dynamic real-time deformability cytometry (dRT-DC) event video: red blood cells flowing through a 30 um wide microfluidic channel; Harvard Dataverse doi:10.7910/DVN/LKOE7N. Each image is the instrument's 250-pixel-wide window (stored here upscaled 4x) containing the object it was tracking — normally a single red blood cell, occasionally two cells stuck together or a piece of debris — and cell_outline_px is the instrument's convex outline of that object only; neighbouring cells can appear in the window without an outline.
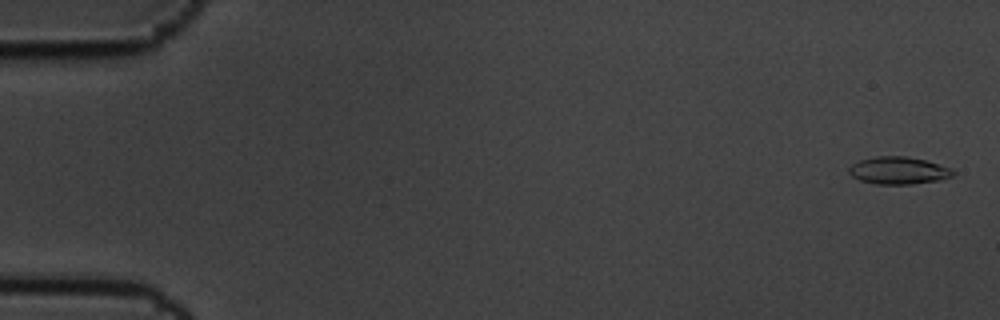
{"species": "common noctule bat (a hibernating species)", "species_latin": "Nyctalus noctula", "temperature_condition": "cold", "stored_images_in_passage": 5, "camera_frame_rate_fps": 3000, "um_per_image_px": 0.085, "animal": {"sex": "male", "body_mass_g": 19.5, "forearm_length_mm": 54.6}, "frame": {"image": 1, "passage_image": 1, "time_ms": 0.0, "image_size_px": [1000, 320], "cell_outline_px": [[956, 172], [952, 176], [940, 180], [912, 184], [876, 184], [860, 180], [852, 176], [848, 172], [848, 168], [852, 164], [860, 160], [876, 156], [904, 156], [924, 160], [952, 168]], "centroid_in_image_um": [76.37, 14.49], "position_along_channel_um": 8.6, "area_um2": 16.59}}
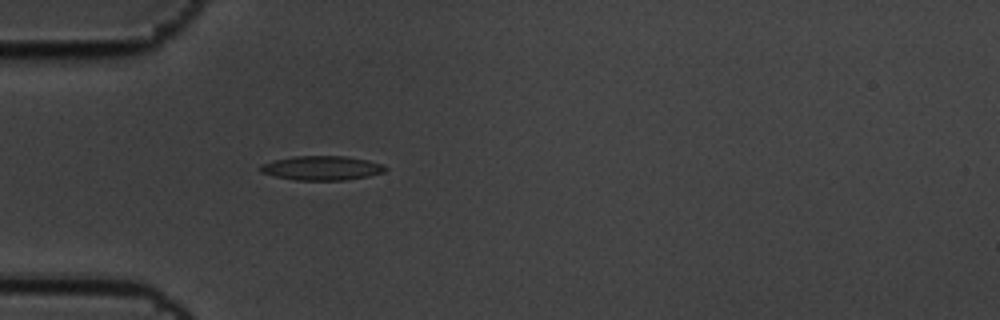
{"frame": {"image": 2, "passage_image": 5, "time_ms": 1.333, "image_size_px": [1000, 320], "cell_outline_px": [[388, 168], [384, 172], [368, 176], [344, 180], [296, 180], [276, 176], [260, 172], [260, 164], [272, 160], [296, 156], [344, 156], [368, 160], [384, 164]], "centroid_in_image_um": [27.36, 14.28], "position_along_channel_um": 57.6, "area_um2": 17.69}}